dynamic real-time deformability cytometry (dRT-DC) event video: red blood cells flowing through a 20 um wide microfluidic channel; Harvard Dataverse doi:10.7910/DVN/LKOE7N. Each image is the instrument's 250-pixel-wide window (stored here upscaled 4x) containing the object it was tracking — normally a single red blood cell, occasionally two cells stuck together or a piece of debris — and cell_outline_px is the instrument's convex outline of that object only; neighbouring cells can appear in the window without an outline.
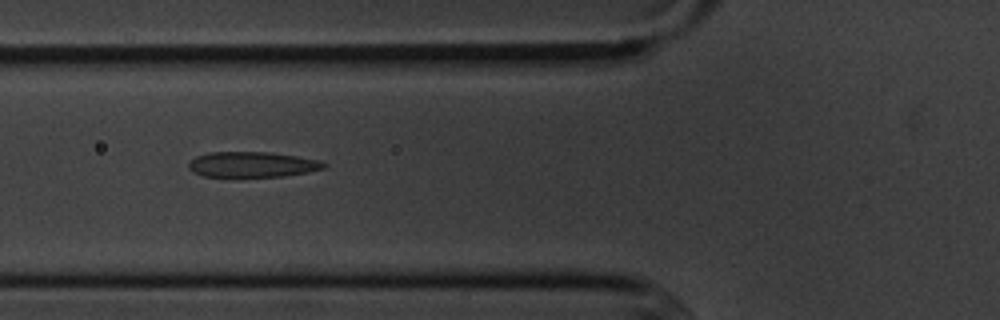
{"species": "common noctule bat (a hibernating species)", "species_latin": "Nyctalus noctula", "temperature_condition": "cold", "stored_images_in_passage": 11, "camera_frame_rate_fps": 3000, "um_per_image_px": 0.085, "animal": {"sex": "male", "body_mass_g": 20.1, "forearm_length_mm": 53.5}, "frame": {"image": 1, "passage_image": 2, "time_ms": 1.0, "image_size_px": [1000, 320], "cell_outline_px": [[328, 164], [324, 168], [308, 172], [284, 176], [204, 176], [192, 172], [188, 168], [188, 164], [196, 156], [208, 152], [272, 152], [320, 160]], "centroid_in_image_um": [21.45, 13.97], "position_along_channel_um": 104.4, "area_um2": 20.0}}
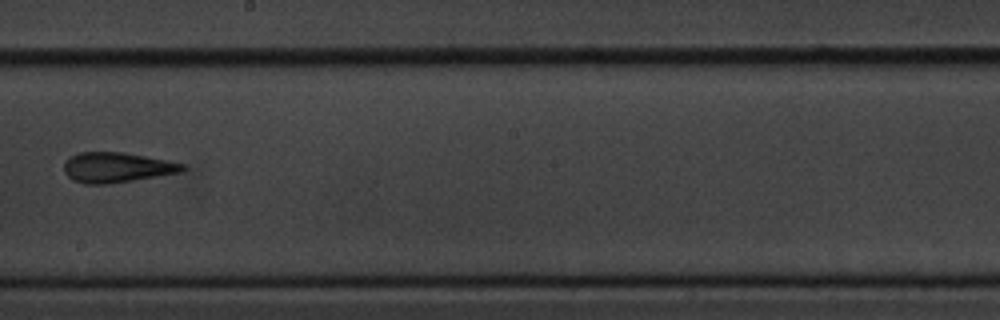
{"frame": {"image": 2, "passage_image": 5, "time_ms": 4.667, "image_size_px": [1000, 320], "cell_outline_px": [[184, 168], [180, 172], [108, 184], [84, 184], [72, 180], [64, 172], [64, 164], [72, 156], [80, 152], [124, 152], [168, 160], [184, 164]], "centroid_in_image_um": [9.9, 14.23], "position_along_channel_um": 238.3, "area_um2": 20.58}}
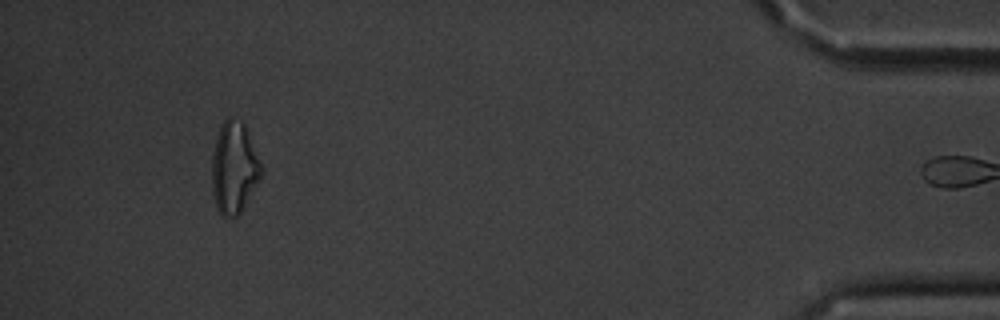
{"frame": {"image": 3, "passage_image": 10, "time_ms": 11.333, "image_size_px": [1000, 320], "cell_outline_px": [[264, 168], [244, 208], [236, 216], [224, 216], [216, 208], [212, 192], [212, 156], [220, 124], [228, 116], [232, 116], [240, 120], [244, 124]], "centroid_in_image_um": [19.89, 14.23], "position_along_channel_um": 415.3, "area_um2": 26.36}, "authors_computed_cell_mechanics": {"area_um2": 20.4612, "velocity_mm_per_s": 3.6366, "shape_relaxation_time_tau1_ms": 4.0261, "shape_relaxation_time_tau2_ms": 1.8255, "deformation_change_tau1": 0.1414, "deformation_change_tau2": 0.1049}}